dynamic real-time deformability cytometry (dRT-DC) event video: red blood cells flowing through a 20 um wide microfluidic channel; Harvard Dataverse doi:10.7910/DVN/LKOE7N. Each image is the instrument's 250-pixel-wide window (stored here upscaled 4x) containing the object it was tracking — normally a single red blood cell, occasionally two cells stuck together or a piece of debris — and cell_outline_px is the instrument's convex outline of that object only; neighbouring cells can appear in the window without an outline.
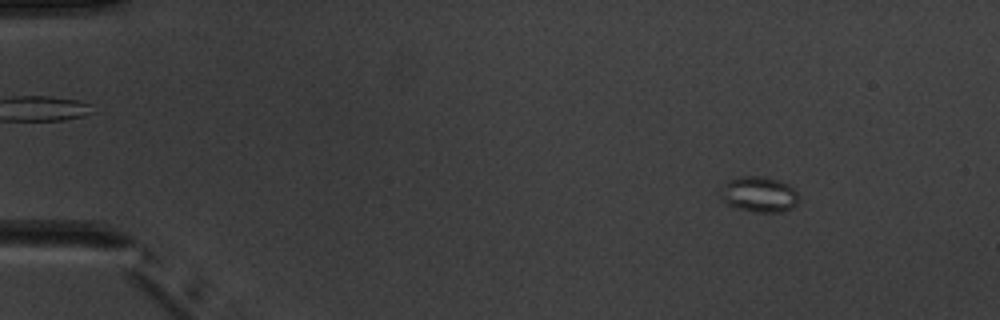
{"species": "common noctule bat (a hibernating species)", "species_latin": "Nyctalus noctula", "temperature_condition": "warm", "stored_images_in_passage": 4, "camera_frame_rate_fps": 3000, "um_per_image_px": 0.085, "animal": {"sex": "male", "body_mass_g": 20.1, "forearm_length_mm": 53.5}, "frame": {"image": 1, "passage_image": 2, "time_ms": 1.333, "image_size_px": [1000, 320], "cell_outline_px": [[796, 204], [792, 208], [784, 212], [752, 212], [736, 208], [728, 204], [720, 196], [720, 192], [724, 184], [728, 180], [740, 176], [764, 176], [780, 180], [788, 184], [796, 192]], "centroid_in_image_um": [64.5, 16.52], "position_along_channel_um": 20.5, "area_um2": 16.24}}